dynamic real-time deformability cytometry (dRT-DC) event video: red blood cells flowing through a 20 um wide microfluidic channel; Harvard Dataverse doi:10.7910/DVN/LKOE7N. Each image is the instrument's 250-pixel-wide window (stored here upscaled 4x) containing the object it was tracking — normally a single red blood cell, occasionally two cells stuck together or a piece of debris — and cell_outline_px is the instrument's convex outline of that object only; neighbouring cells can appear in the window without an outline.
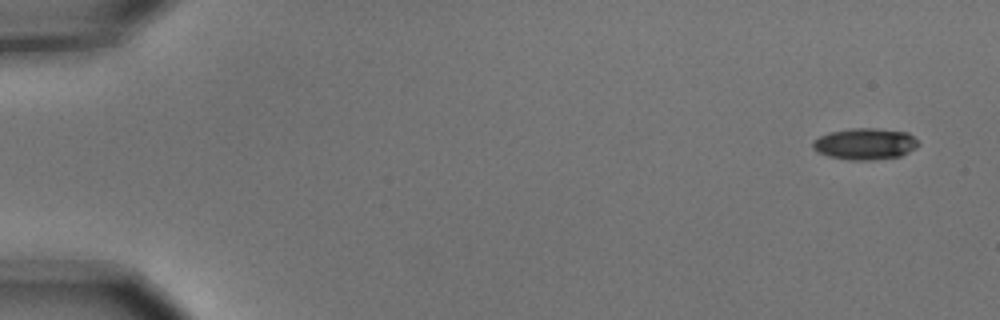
{"species": "common noctule bat (a hibernating species)", "species_latin": "Nyctalus noctula", "temperature_condition": "cold", "stored_images_in_passage": 7, "camera_frame_rate_fps": 3000, "um_per_image_px": 0.085, "animal": {"sex": "male", "body_mass_g": 15.6}, "frame": {"image": 1, "passage_image": 1, "time_ms": 0.0, "image_size_px": [1000, 320], "cell_outline_px": [[920, 144], [916, 148], [900, 156], [872, 160], [852, 160], [828, 156], [816, 152], [812, 148], [812, 140], [828, 132], [852, 128], [876, 128], [908, 132]], "centroid_in_image_um": [73.5, 12.22], "position_along_channel_um": 11.5, "area_um2": 19.48}}
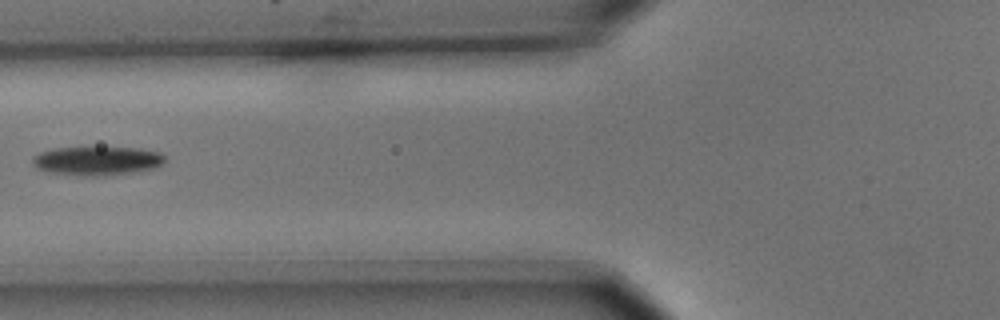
{"frame": {"image": 2, "passage_image": 6, "time_ms": 1.667, "image_size_px": [1000, 320], "cell_outline_px": [[164, 160], [156, 168], [140, 172], [100, 176], [76, 176], [52, 172], [36, 168], [32, 164], [32, 156], [40, 152], [56, 148], [136, 148], [160, 152], [164, 156]], "centroid_in_image_um": [8.25, 13.69], "position_along_channel_um": 117.6, "area_um2": 22.31}}
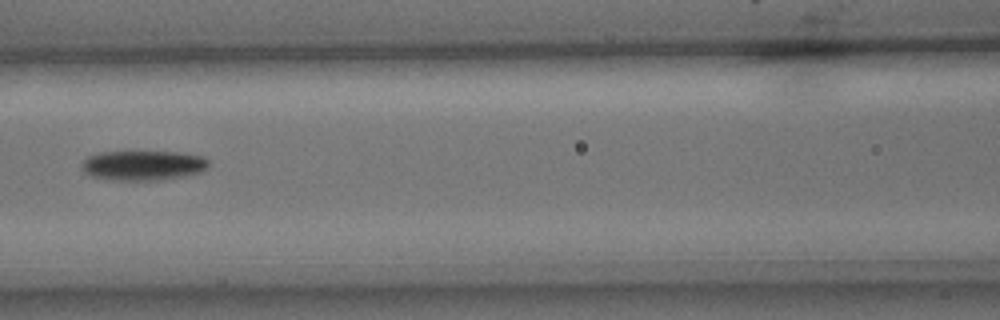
{"frame": {"image": 3, "passage_image": 7, "time_ms": 2.0, "image_size_px": [1000, 320], "cell_outline_px": [[208, 164], [200, 172], [188, 176], [160, 180], [112, 180], [88, 176], [84, 172], [80, 164], [88, 156], [100, 152], [176, 152], [204, 156], [208, 160]], "centroid_in_image_um": [12.13, 14.07], "position_along_channel_um": 154.5, "area_um2": 22.2}}